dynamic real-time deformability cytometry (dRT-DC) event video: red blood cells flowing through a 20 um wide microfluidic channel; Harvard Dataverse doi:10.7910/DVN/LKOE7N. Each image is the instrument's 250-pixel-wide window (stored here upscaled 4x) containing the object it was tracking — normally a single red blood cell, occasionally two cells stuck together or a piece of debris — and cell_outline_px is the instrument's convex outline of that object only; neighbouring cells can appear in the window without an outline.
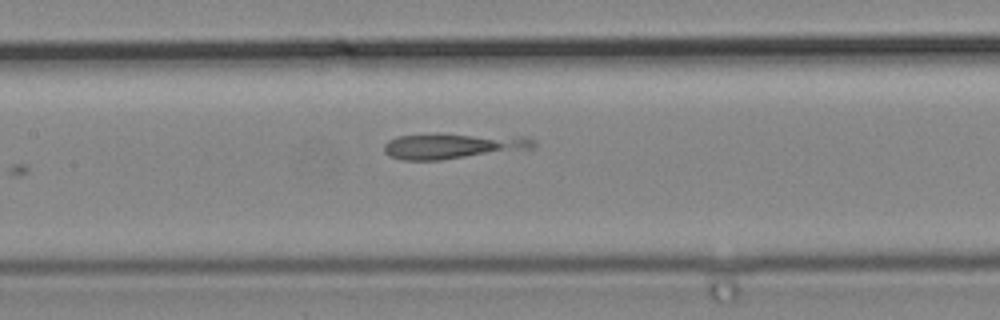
{"species": "common noctule bat (a hibernating species)", "species_latin": "Nyctalus noctula", "temperature_condition": "cold", "stored_images_in_passage": 6, "camera_frame_rate_fps": 3000, "um_per_image_px": 0.085, "animal": {"sex": "male", "body_mass_g": 19.2, "forearm_length_mm": 51.8}, "frame": {"image": 1, "passage_image": 6, "time_ms": 1.667, "image_size_px": [1000, 320], "cell_outline_px": [[536, 148], [440, 160], [400, 160], [388, 156], [384, 152], [384, 144], [388, 140], [400, 136], [436, 132], [440, 132], [524, 136], [536, 140]], "centroid_in_image_um": [38.52, 12.37], "position_along_channel_um": 168.9, "area_um2": 23.18}}